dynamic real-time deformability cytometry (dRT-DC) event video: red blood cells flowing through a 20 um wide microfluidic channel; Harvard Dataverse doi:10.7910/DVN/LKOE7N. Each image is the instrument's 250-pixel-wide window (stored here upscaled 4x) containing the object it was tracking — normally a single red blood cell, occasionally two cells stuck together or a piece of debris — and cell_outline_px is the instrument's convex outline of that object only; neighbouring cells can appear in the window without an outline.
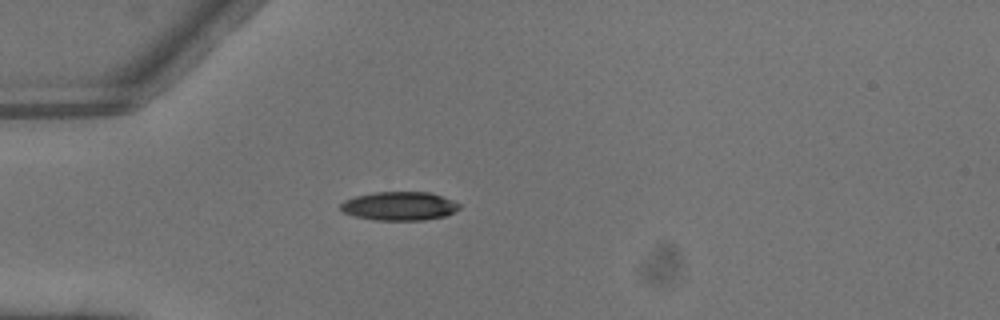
{"species": "common noctule bat (a hibernating species)", "species_latin": "Nyctalus noctula", "temperature_condition": "warm", "stored_images_in_passage": 3, "camera_frame_rate_fps": 3000, "um_per_image_px": 0.085, "animal": {"sex": "male", "body_mass_g": 13.3}, "frame": {"image": 1, "passage_image": 3, "time_ms": 0.667, "image_size_px": [1000, 320], "cell_outline_px": [[460, 208], [444, 216], [424, 220], [376, 220], [356, 216], [344, 212], [340, 208], [340, 204], [344, 200], [356, 196], [372, 192], [428, 192], [452, 200], [460, 204]], "centroid_in_image_um": [33.93, 17.51], "position_along_channel_um": 51.1, "area_um2": 19.65}}